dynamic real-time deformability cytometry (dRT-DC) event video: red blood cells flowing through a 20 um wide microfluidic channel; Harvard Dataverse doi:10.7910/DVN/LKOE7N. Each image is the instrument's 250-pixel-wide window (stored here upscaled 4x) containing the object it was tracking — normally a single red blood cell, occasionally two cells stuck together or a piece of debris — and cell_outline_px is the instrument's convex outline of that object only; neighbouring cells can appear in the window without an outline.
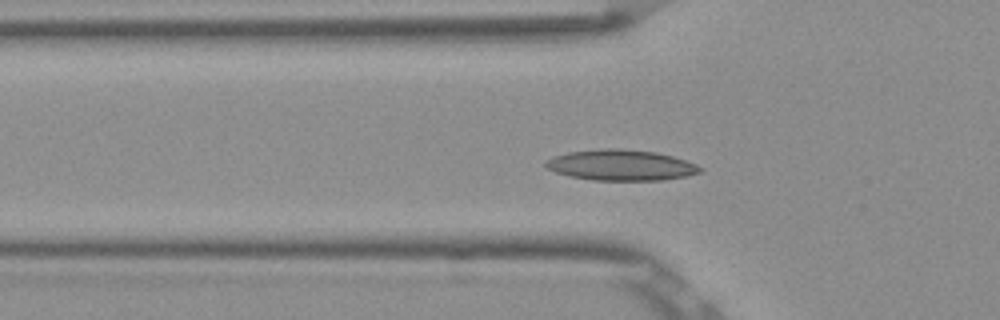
{"species": "Egyptian fruit bat (a non-hibernating species)", "species_latin": "Rousettus aegyptiacus", "temperature_condition": "room temperature", "stored_images_in_passage": 51, "camera_frame_rate_fps": 3000, "um_per_image_px": 0.085, "frame": {"image": 1, "passage_image": 15, "time_ms": 4.667, "image_size_px": [1000, 320], "cell_outline_px": [[704, 168], [700, 172], [684, 176], [660, 180], [592, 180], [568, 176], [556, 172], [548, 168], [544, 164], [548, 160], [556, 156], [568, 152], [600, 148], [620, 148], [656, 152], [672, 156], [696, 164]], "centroid_in_image_um": [52.78, 14.03], "position_along_channel_um": 73.0, "area_um2": 27.51}}
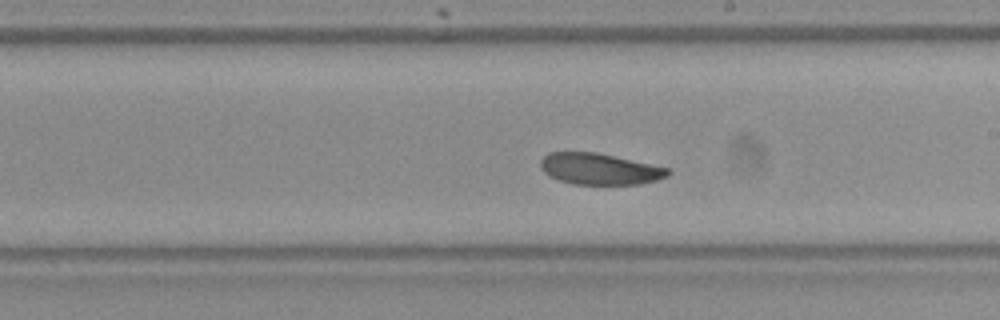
{"frame": {"image": 2, "passage_image": 28, "time_ms": 9.0, "image_size_px": [1000, 320], "cell_outline_px": [[672, 172], [668, 176], [656, 180], [640, 184], [572, 184], [548, 176], [540, 168], [540, 160], [548, 152], [596, 152], [668, 168]], "centroid_in_image_um": [50.93, 14.36], "position_along_channel_um": 238.1, "area_um2": 23.18}}
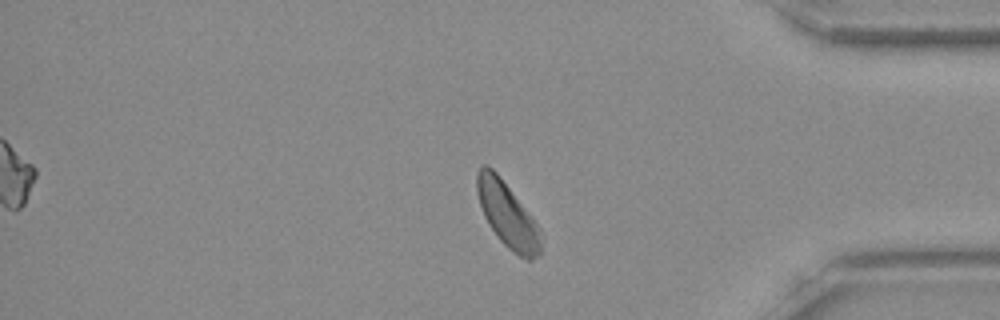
{"frame": {"image": 3, "passage_image": 42, "time_ms": 13.667, "image_size_px": [1000, 320], "cell_outline_px": [[540, 256], [532, 260], [528, 260], [512, 252], [496, 236], [488, 224], [484, 216], [476, 192], [476, 172], [484, 164], [488, 164], [500, 176], [532, 216], [540, 228]], "centroid_in_image_um": [43.12, 18.25], "position_along_channel_um": 392.1, "area_um2": 24.33}, "authors_computed_cell_mechanics": {"area_um2": 24.3338, "velocity_mm_per_s": 3.7919, "shape_relaxation_time_tau1_ms": 4.5498, "shape_relaxation_time_tau2_ms": null, "deformation_change_tau1": 0.0764, "deformation_change_tau2": null}}